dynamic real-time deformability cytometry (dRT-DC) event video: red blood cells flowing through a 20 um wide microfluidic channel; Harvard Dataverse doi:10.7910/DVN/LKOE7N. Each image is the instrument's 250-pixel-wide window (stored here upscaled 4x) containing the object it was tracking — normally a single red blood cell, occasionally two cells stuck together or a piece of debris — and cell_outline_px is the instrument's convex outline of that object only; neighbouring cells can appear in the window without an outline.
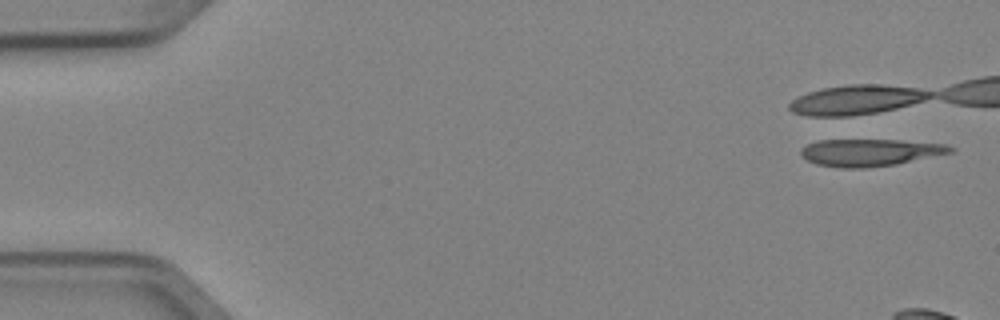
{"species": "Egyptian fruit bat (a non-hibernating species)", "species_latin": "Rousettus aegyptiacus", "temperature_condition": "cold", "stored_images_in_passage": 8, "camera_frame_rate_fps": 3000, "um_per_image_px": 0.085, "animal": {"sex": "female"}, "frame": {"image": 1, "passage_image": 1, "time_ms": 0.0, "image_size_px": [1000, 320], "cell_outline_px": [[956, 148], [952, 152], [896, 164], [868, 168], [840, 168], [816, 164], [808, 160], [800, 152], [800, 148], [808, 144], [820, 140], [900, 140], [944, 144]], "centroid_in_image_um": [73.94, 12.96], "position_along_channel_um": 11.1, "area_um2": 23.52}}
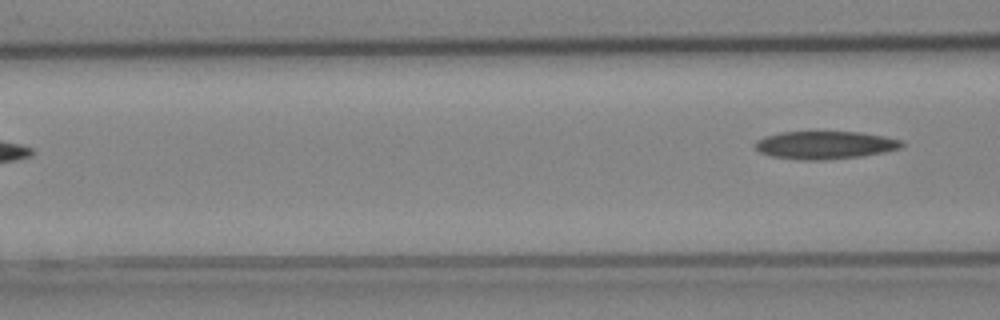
{"frame": {"image": 2, "passage_image": 8, "time_ms": 2.333, "image_size_px": [1000, 320], "cell_outline_px": [[908, 144], [900, 148], [884, 152], [860, 156], [824, 160], [800, 160], [772, 156], [760, 152], [756, 148], [756, 140], [764, 136], [780, 132], [860, 132], [884, 136], [900, 140]], "centroid_in_image_um": [70.14, 12.33], "position_along_channel_um": 96.5, "area_um2": 23.81}}